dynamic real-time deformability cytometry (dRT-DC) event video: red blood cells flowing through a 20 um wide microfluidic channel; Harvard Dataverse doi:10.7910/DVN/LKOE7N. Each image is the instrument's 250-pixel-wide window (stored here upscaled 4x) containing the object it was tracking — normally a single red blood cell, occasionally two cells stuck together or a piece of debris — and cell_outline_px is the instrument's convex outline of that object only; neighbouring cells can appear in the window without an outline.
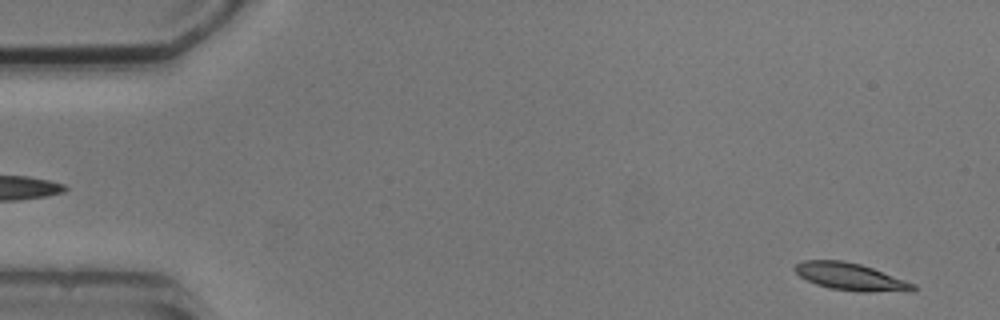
{"species": "common noctule bat (a hibernating species)", "species_latin": "Nyctalus noctula", "temperature_condition": "cold", "stored_images_in_passage": 4, "segment_of_instrument_passage": [2, 2], "camera_frame_rate_fps": 3000, "um_per_image_px": 0.085, "animal": {"sex": "male", "body_mass_g": 20.5, "forearm_length_mm": 52.5}, "frame": {"image": 1, "passage_image": 4, "time_ms": 4.333, "image_size_px": [1000, 320], "cell_outline_px": [[920, 288], [916, 292], [860, 292], [828, 288], [816, 284], [800, 276], [792, 268], [796, 264], [804, 260], [844, 260], [860, 264], [872, 268], [916, 284]], "centroid_in_image_um": [72.38, 23.54], "position_along_channel_um": 12.6, "area_um2": 19.13}}